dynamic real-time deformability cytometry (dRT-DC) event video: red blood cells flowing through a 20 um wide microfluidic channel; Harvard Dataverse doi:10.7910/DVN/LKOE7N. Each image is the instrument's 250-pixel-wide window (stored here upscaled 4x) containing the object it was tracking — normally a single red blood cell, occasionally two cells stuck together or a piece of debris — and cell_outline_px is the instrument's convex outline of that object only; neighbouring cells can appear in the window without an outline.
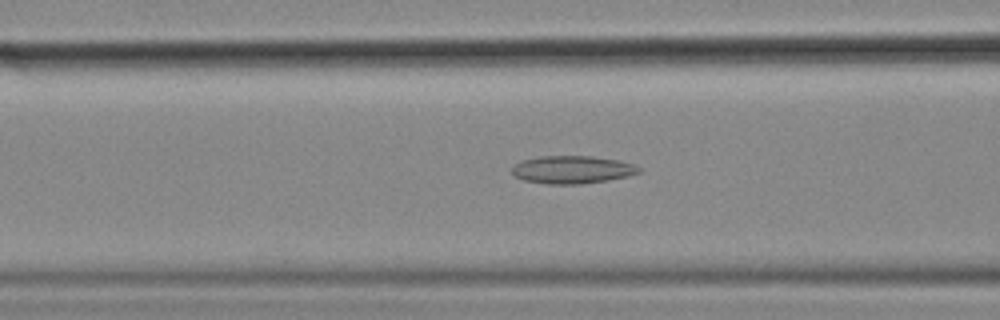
{"species": "common noctule bat (a hibernating species)", "species_latin": "Nyctalus noctula", "temperature_condition": "cold", "stored_images_in_passage": 29, "camera_frame_rate_fps": 3000, "um_per_image_px": 0.085, "animal": {"sex": "female", "body_mass_g": 18.4}, "frame": {"image": 1, "passage_image": 5, "time_ms": 1.333, "image_size_px": [1000, 320], "cell_outline_px": [[640, 172], [628, 176], [580, 184], [548, 184], [524, 180], [516, 176], [512, 172], [512, 168], [516, 164], [524, 160], [540, 156], [592, 156], [616, 160], [632, 164], [640, 168]], "centroid_in_image_um": [48.63, 14.42], "position_along_channel_um": 118.0, "area_um2": 20.17}}
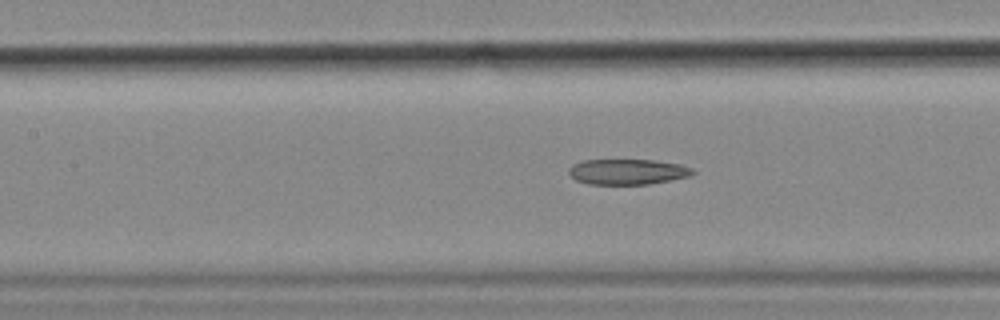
{"frame": {"image": 2, "passage_image": 8, "time_ms": 2.333, "image_size_px": [1000, 320], "cell_outline_px": [[696, 172], [688, 176], [648, 184], [588, 184], [576, 180], [568, 172], [568, 168], [572, 164], [584, 160], [652, 160], [680, 164], [692, 168]], "centroid_in_image_um": [53.31, 14.59], "position_along_channel_um": 154.1, "area_um2": 18.26}}
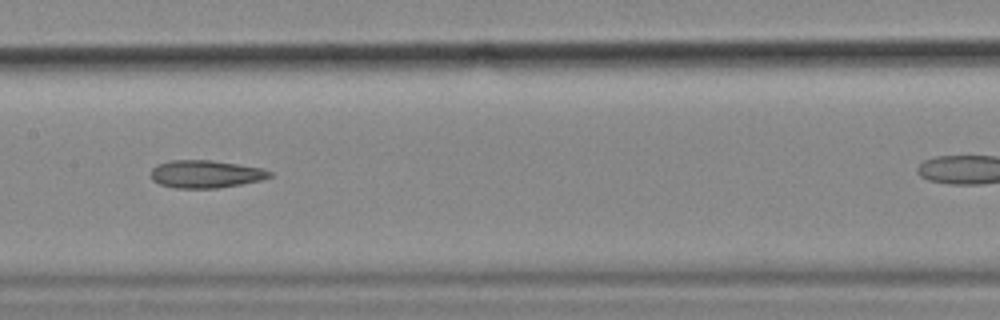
{"frame": {"image": 3, "passage_image": 11, "time_ms": 3.333, "image_size_px": [1000, 320], "cell_outline_px": [[272, 176], [260, 180], [240, 184], [216, 188], [176, 188], [160, 184], [152, 180], [152, 168], [156, 164], [172, 160], [212, 160], [260, 168], [272, 172]], "centroid_in_image_um": [17.45, 14.79], "position_along_channel_um": 190.0, "area_um2": 18.96}}